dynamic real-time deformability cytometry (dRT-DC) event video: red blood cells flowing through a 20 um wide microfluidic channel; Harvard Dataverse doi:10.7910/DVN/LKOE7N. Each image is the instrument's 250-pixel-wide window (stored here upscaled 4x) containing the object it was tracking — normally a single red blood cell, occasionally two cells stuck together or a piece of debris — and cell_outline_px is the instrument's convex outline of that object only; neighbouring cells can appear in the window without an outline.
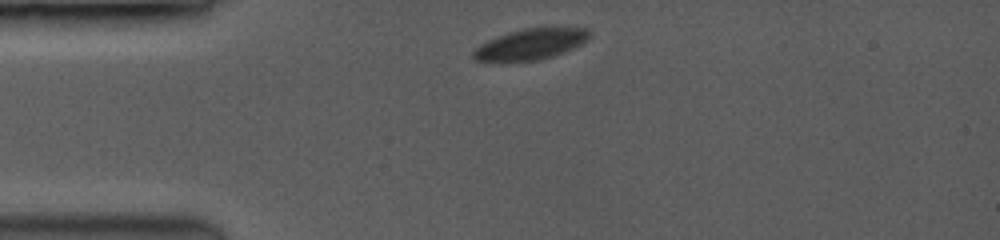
{"species": "common noctule bat (a hibernating species)", "species_latin": "Nyctalus noctula", "temperature_condition": "room temperature", "stored_images_in_passage": 9, "camera_frame_rate_fps": 3500, "um_per_image_px": 0.085, "animal": {"sex": "female", "body_mass_g": 19.0, "forearm_length_mm": 53.3}, "frame": {"image": 1, "passage_image": 1, "time_ms": 0.0, "image_size_px": [1000, 240], "cell_outline_px": [[588, 36], [580, 44], [572, 48], [552, 56], [536, 60], [476, 60], [472, 56], [472, 52], [480, 44], [508, 32], [524, 28], [584, 28], [588, 32]], "centroid_in_image_um": [45.06, 3.74], "position_along_channel_um": 39.9, "area_um2": 19.94}}
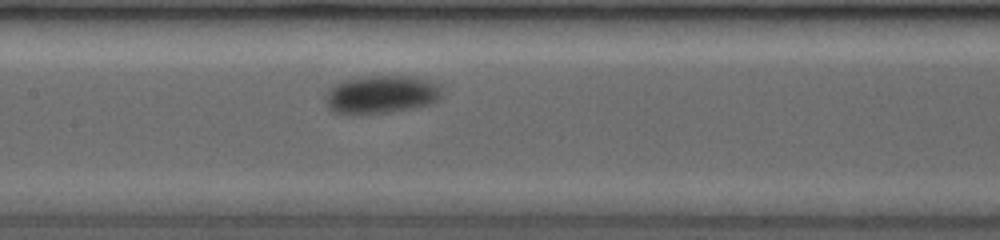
{"frame": {"image": 2, "passage_image": 7, "time_ms": 4.286, "image_size_px": [1000, 240], "cell_outline_px": [[436, 96], [432, 100], [424, 104], [380, 112], [336, 112], [328, 104], [328, 96], [332, 88], [344, 80], [364, 76], [408, 76], [424, 80], [436, 84]], "centroid_in_image_um": [32.32, 7.97], "position_along_channel_um": 175.1, "area_um2": 23.41}}
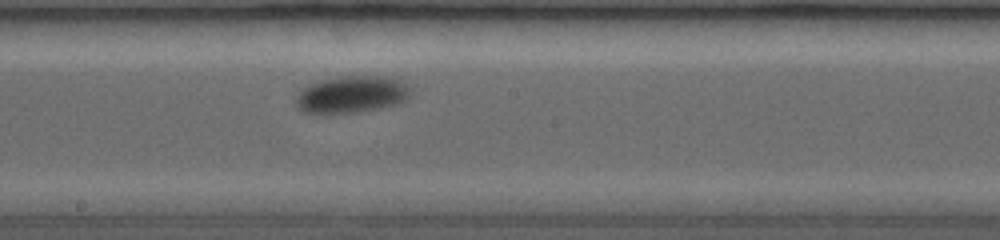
{"frame": {"image": 3, "passage_image": 9, "time_ms": 5.429, "image_size_px": [1000, 240], "cell_outline_px": [[408, 92], [400, 100], [392, 104], [372, 108], [348, 112], [308, 112], [300, 108], [296, 100], [300, 92], [304, 88], [320, 80], [340, 76], [380, 76], [400, 80], [404, 84]], "centroid_in_image_um": [29.81, 7.98], "position_along_channel_um": 218.4, "area_um2": 23.06}}